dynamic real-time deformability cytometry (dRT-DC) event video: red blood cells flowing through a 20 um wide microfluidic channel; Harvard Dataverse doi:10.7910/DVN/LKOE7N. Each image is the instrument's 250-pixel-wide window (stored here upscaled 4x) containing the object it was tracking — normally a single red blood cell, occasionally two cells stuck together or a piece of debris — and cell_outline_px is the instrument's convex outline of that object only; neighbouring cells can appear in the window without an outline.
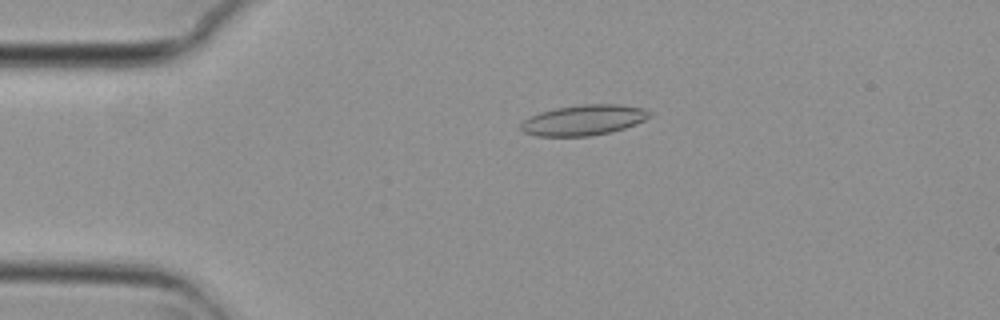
{"species": "common noctule bat (a hibernating species)", "species_latin": "Nyctalus noctula", "temperature_condition": "cold", "stored_images_in_passage": 49, "camera_frame_rate_fps": 3000, "um_per_image_px": 0.085, "animal": {"sex": "female", "body_mass_g": 29.2, "forearm_length_mm": 56.3}, "frame": {"image": 1, "passage_image": 12, "time_ms": 3.667, "image_size_px": [1000, 320], "cell_outline_px": [[652, 116], [636, 124], [624, 128], [592, 136], [536, 136], [524, 132], [520, 128], [520, 124], [528, 116], [540, 112], [556, 108], [580, 104], [620, 104], [644, 108], [652, 112]], "centroid_in_image_um": [49.62, 10.2], "position_along_channel_um": 35.4, "area_um2": 23.0}}
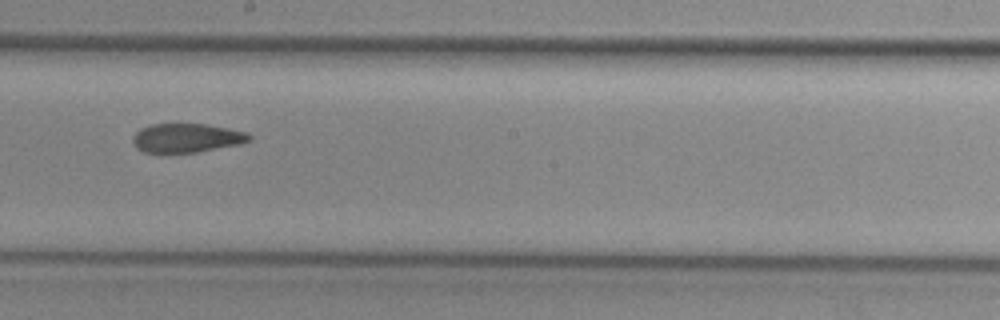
{"frame": {"image": 2, "passage_image": 31, "time_ms": 10.0, "image_size_px": [1000, 320], "cell_outline_px": [[252, 140], [240, 144], [196, 152], [144, 152], [136, 148], [132, 140], [132, 136], [140, 128], [152, 124], [204, 124], [228, 128], [248, 132], [252, 136]], "centroid_in_image_um": [15.88, 11.72], "position_along_channel_um": 232.3, "area_um2": 19.65}}
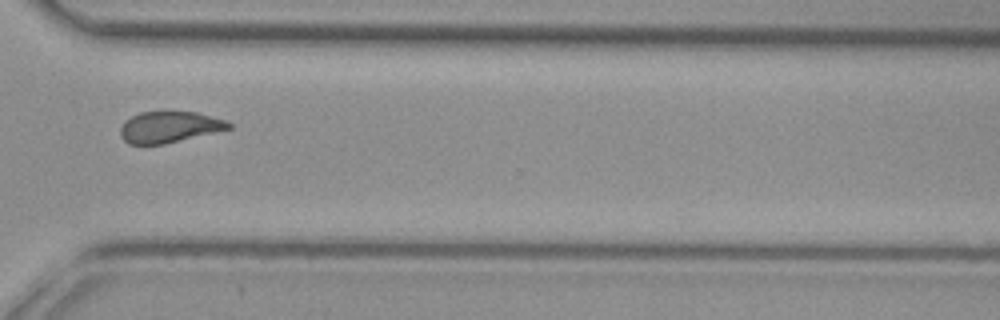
{"frame": {"image": 3, "passage_image": 41, "time_ms": 13.333, "image_size_px": [1000, 320], "cell_outline_px": [[232, 128], [164, 144], [128, 144], [120, 136], [120, 128], [124, 120], [140, 112], [196, 112], [228, 120], [232, 124]], "centroid_in_image_um": [14.39, 10.79], "position_along_channel_um": 356.2, "area_um2": 19.71}, "authors_computed_cell_mechanics": {"area_um2": 21.097, "velocity_mm_per_s": 3.7088, "shape_relaxation_time_tau1_ms": null, "shape_relaxation_time_tau2_ms": 3.0681, "deformation_change_tau1": null, "deformation_change_tau2": 0.0949}}